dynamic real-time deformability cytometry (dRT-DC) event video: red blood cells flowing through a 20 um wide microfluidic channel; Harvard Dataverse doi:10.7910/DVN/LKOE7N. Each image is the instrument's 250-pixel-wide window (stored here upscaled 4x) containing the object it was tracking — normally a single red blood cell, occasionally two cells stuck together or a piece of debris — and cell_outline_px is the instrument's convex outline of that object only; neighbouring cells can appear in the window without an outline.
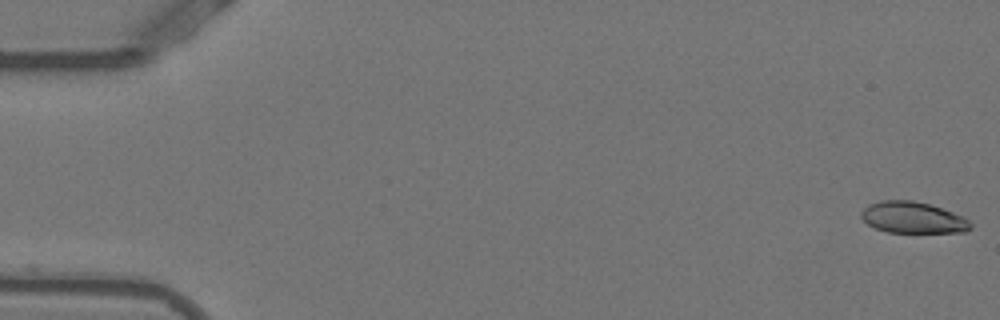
{"species": "Egyptian fruit bat (a non-hibernating species)", "species_latin": "Rousettus aegyptiacus", "temperature_condition": "warm", "stored_images_in_passage": 9, "camera_frame_rate_fps": 3000, "um_per_image_px": 0.085, "animal": {"sex": "female"}, "frame": {"image": 1, "passage_image": 1, "time_ms": 0.0, "image_size_px": [1000, 320], "cell_outline_px": [[972, 228], [964, 232], [888, 232], [876, 228], [868, 224], [860, 216], [860, 212], [868, 204], [880, 200], [912, 200], [928, 204], [964, 216], [972, 224]], "centroid_in_image_um": [77.58, 18.49], "position_along_channel_um": 7.4, "area_um2": 19.94}}